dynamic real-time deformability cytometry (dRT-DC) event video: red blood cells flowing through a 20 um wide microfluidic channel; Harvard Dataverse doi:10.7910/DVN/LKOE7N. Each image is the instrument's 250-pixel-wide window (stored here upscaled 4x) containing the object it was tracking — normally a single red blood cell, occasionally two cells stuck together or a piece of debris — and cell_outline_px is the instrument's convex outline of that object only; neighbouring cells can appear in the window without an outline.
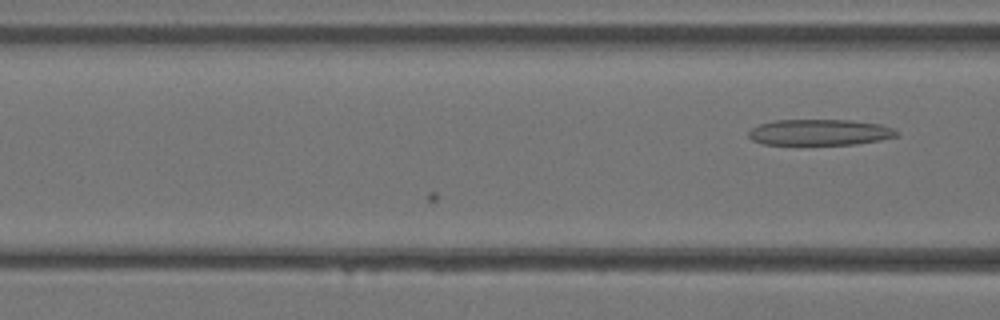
{"species": "Egyptian fruit bat (a non-hibernating species)", "species_latin": "Rousettus aegyptiacus", "temperature_condition": "warm", "stored_images_in_passage": 3, "camera_frame_rate_fps": 3000, "um_per_image_px": 0.085, "animal": {"sex": "female"}, "frame": {"image": 1, "passage_image": 3, "time_ms": 0.667, "image_size_px": [1000, 320], "cell_outline_px": [[900, 132], [896, 136], [880, 140], [856, 144], [764, 144], [752, 140], [748, 136], [748, 132], [752, 128], [760, 124], [772, 120], [852, 120], [880, 124], [892, 128]], "centroid_in_image_um": [69.67, 11.24], "position_along_channel_um": 96.9, "area_um2": 22.37}}